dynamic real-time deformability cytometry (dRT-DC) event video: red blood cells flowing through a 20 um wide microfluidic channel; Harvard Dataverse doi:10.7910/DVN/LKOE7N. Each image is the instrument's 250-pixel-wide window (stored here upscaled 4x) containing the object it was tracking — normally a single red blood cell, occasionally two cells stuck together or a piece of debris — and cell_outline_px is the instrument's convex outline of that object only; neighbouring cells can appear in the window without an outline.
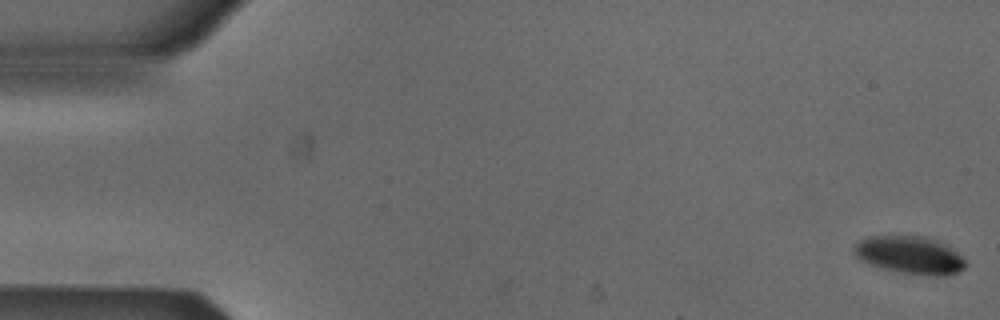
{"species": "Egyptian fruit bat (a non-hibernating species)", "species_latin": "Rousettus aegyptiacus", "temperature_condition": "cold", "stored_images_in_passage": 53, "camera_frame_rate_fps": 3000, "um_per_image_px": 0.085, "animal": {"sex": "male"}, "frame": {"image": 1, "passage_image": 1, "time_ms": 0.0, "image_size_px": [1000, 320], "cell_outline_px": [[964, 268], [948, 276], [932, 276], [900, 272], [868, 264], [860, 260], [852, 252], [852, 248], [860, 240], [868, 236], [924, 236], [940, 240], [948, 244], [964, 260]], "centroid_in_image_um": [77.32, 21.67], "position_along_channel_um": 7.7, "area_um2": 24.62}}
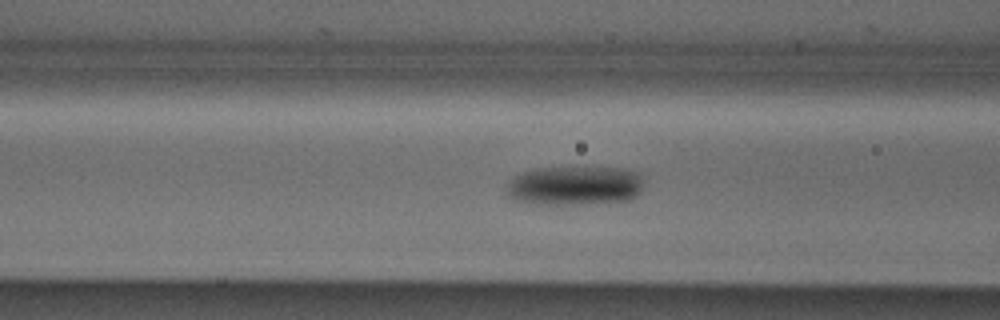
{"frame": {"image": 2, "passage_image": 21, "time_ms": 6.667, "image_size_px": [1000, 320], "cell_outline_px": [[644, 180], [640, 192], [636, 196], [628, 200], [576, 204], [540, 204], [512, 200], [504, 192], [508, 184], [516, 176], [524, 172], [536, 168], [624, 168], [636, 172]], "centroid_in_image_um": [48.84, 15.79], "position_along_channel_um": 117.8, "area_um2": 31.21}}
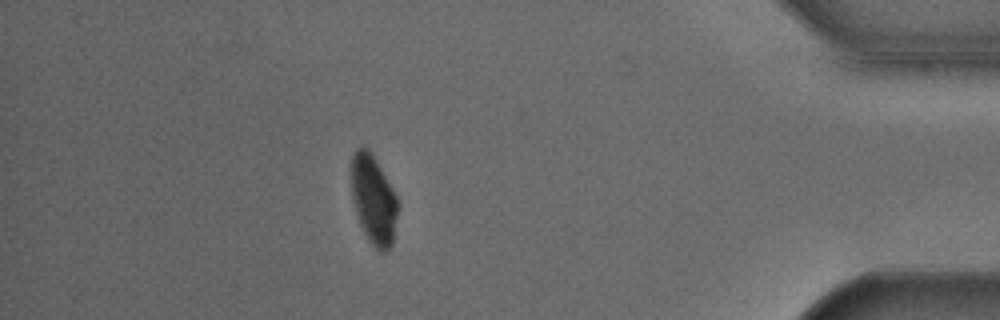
{"frame": {"image": 3, "passage_image": 47, "time_ms": 15.333, "image_size_px": [1000, 320], "cell_outline_px": [[400, 204], [392, 244], [384, 252], [380, 252], [368, 240], [360, 224], [356, 212], [352, 196], [352, 156], [356, 148], [364, 144], [372, 152], [396, 196]], "centroid_in_image_um": [31.76, 16.95], "position_along_channel_um": 403.4, "area_um2": 24.16}, "authors_computed_cell_mechanics": {"area_um2": 26.7036, "velocity_mm_per_s": 3.8433, "shape_relaxation_time_tau1_ms": 5.9593, "shape_relaxation_time_tau2_ms": null, "deformation_change_tau1": 0.1268, "deformation_change_tau2": null}}